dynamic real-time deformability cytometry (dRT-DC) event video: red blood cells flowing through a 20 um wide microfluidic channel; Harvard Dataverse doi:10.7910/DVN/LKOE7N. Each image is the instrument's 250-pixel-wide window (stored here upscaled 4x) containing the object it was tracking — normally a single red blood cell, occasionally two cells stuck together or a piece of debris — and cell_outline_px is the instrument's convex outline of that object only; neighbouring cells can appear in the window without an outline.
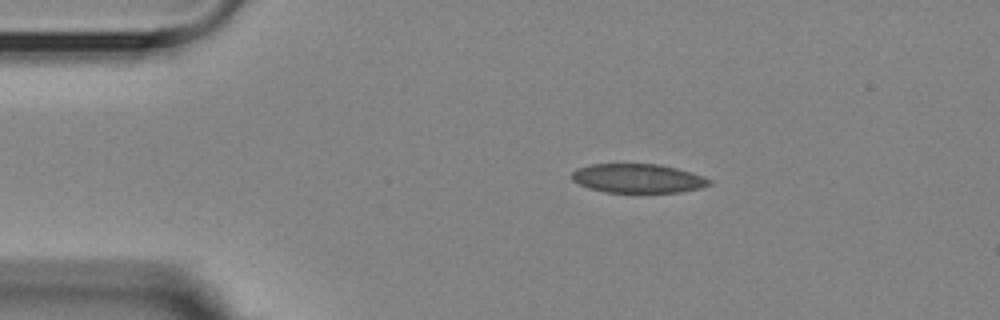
{"species": "Egyptian fruit bat (a non-hibernating species)", "species_latin": "Rousettus aegyptiacus", "temperature_condition": "room temperature", "stored_images_in_passage": 4, "camera_frame_rate_fps": 3000, "um_per_image_px": 0.085, "animal": {"sex": "female"}, "frame": {"image": 1, "passage_image": 2, "time_ms": 1.333, "image_size_px": [1000, 320], "cell_outline_px": [[712, 184], [700, 188], [680, 192], [604, 192], [588, 188], [572, 180], [572, 172], [576, 168], [592, 164], [660, 164], [692, 172], [704, 176], [712, 180]], "centroid_in_image_um": [54.24, 15.16], "position_along_channel_um": 30.8, "area_um2": 23.35}}
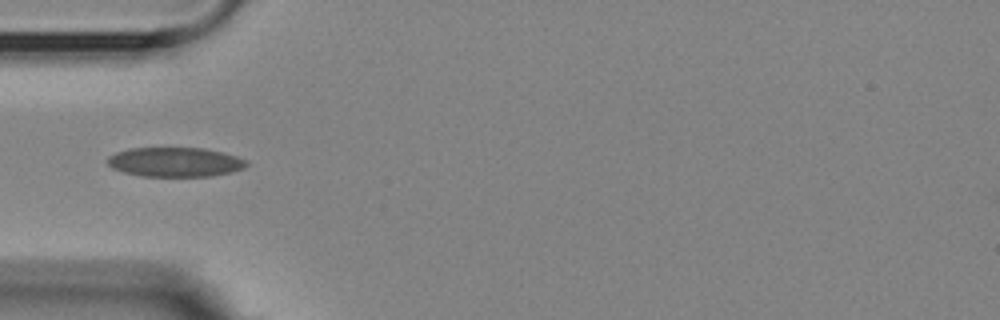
{"frame": {"image": 2, "passage_image": 4, "time_ms": 3.667, "image_size_px": [1000, 320], "cell_outline_px": [[248, 164], [244, 168], [232, 172], [212, 176], [140, 176], [124, 172], [112, 168], [108, 164], [108, 156], [116, 152], [128, 148], [204, 148], [236, 156], [248, 160]], "centroid_in_image_um": [14.88, 13.77], "position_along_channel_um": 70.1, "area_um2": 23.87}}